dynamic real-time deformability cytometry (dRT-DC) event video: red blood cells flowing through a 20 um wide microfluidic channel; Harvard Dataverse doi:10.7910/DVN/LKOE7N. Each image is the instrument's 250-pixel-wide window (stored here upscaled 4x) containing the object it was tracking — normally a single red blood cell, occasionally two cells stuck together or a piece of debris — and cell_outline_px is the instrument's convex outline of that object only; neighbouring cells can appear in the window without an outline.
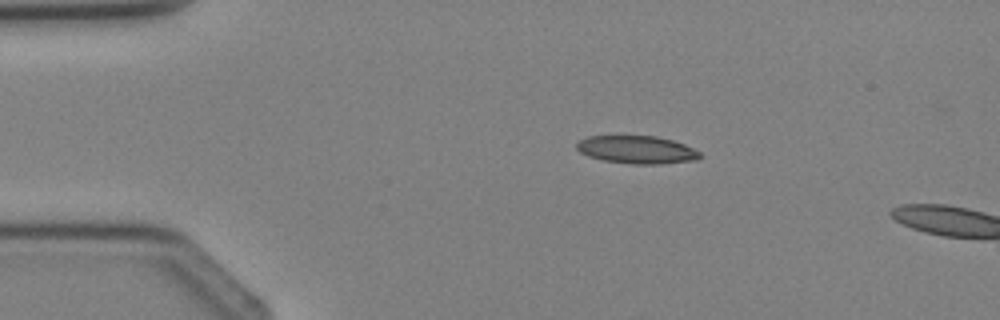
{"species": "Egyptian fruit bat (a non-hibernating species)", "species_latin": "Rousettus aegyptiacus", "temperature_condition": "cold", "stored_images_in_passage": 2, "camera_frame_rate_fps": 3000, "um_per_image_px": 0.085, "animal": {"sex": "female"}, "frame": {"image": 1, "passage_image": 1, "time_ms": 0.0, "image_size_px": [1000, 320], "cell_outline_px": [[700, 156], [696, 160], [660, 164], [636, 164], [604, 160], [588, 156], [580, 152], [576, 148], [576, 144], [580, 140], [588, 136], [656, 136], [672, 140], [684, 144], [700, 152]], "centroid_in_image_um": [54.12, 12.72], "position_along_channel_um": 30.9, "area_um2": 19.83}}